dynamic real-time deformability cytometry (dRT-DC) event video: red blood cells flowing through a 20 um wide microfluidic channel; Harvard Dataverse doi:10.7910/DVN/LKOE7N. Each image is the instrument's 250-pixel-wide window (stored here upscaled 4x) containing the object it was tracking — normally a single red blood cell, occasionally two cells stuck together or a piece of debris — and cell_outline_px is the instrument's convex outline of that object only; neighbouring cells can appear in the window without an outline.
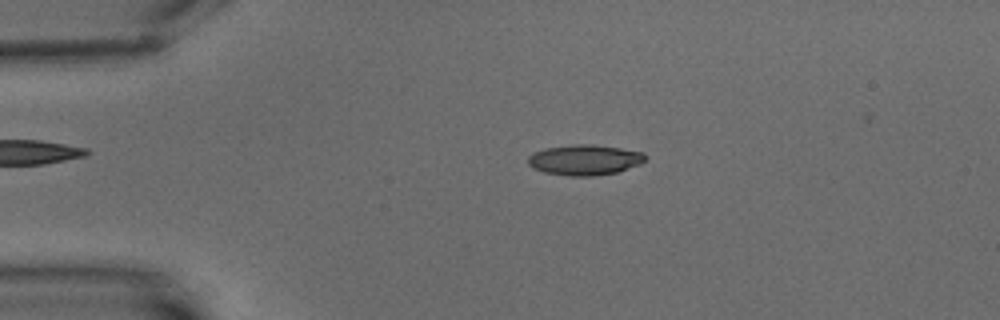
{"species": "common noctule bat (a hibernating species)", "species_latin": "Nyctalus noctula", "temperature_condition": "warm", "stored_images_in_passage": 3, "camera_frame_rate_fps": 3000, "um_per_image_px": 0.085, "animal": {"sex": "male", "body_mass_g": 15.6}, "frame": {"image": 1, "passage_image": 2, "time_ms": 1.0, "image_size_px": [1000, 320], "cell_outline_px": [[648, 156], [640, 164], [616, 172], [592, 176], [568, 176], [544, 172], [532, 168], [528, 164], [528, 156], [532, 152], [544, 148], [572, 144], [592, 144], [620, 148], [644, 152]], "centroid_in_image_um": [49.67, 13.58], "position_along_channel_um": 35.3, "area_um2": 20.98}}